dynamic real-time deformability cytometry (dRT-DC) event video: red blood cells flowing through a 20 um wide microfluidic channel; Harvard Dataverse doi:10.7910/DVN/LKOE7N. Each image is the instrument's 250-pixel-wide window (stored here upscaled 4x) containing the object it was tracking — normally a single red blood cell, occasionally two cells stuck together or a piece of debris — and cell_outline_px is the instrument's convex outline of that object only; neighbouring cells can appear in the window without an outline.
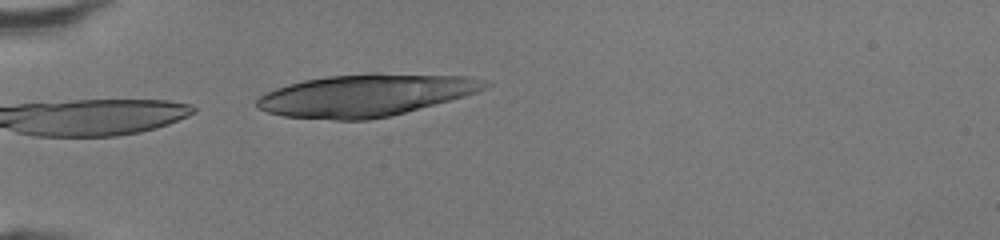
{"species": "human", "species_latin": "Homo sapiens", "temperature_condition": "room temperature", "stored_images_in_passage": 33, "camera_frame_rate_fps": 3000, "um_per_image_px": 0.085, "donor": {"sex": "female"}, "frame": {"image": 1, "passage_image": 1, "time_ms": 0.0, "image_size_px": [1000, 240], "cell_outline_px": [[492, 84], [476, 92], [464, 96], [404, 112], [388, 116], [368, 120], [332, 120], [284, 116], [268, 112], [260, 108], [256, 104], [256, 100], [260, 96], [276, 88], [288, 84], [304, 80], [328, 76], [368, 72], [376, 72], [464, 76], [488, 80]], "centroid_in_image_um": [31.08, 8.08], "position_along_channel_um": 53.9, "area_um2": 55.95}}